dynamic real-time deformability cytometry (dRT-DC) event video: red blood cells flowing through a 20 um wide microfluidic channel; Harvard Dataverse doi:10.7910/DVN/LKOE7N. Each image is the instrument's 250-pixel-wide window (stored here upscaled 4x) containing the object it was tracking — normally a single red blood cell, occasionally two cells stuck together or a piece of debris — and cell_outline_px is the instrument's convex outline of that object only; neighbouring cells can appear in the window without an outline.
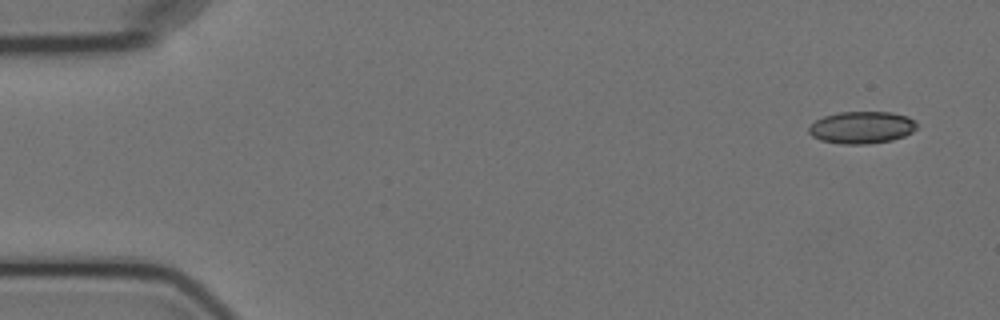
{"species": "Egyptian fruit bat (a non-hibernating species)", "species_latin": "Rousettus aegyptiacus", "temperature_condition": "cold", "stored_images_in_passage": 10, "camera_frame_rate_fps": 3000, "um_per_image_px": 0.085, "animal": {"sex": "female"}, "frame": {"image": 1, "passage_image": 1, "time_ms": 0.0, "image_size_px": [1000, 320], "cell_outline_px": [[916, 128], [912, 132], [904, 136], [892, 140], [868, 144], [844, 144], [820, 140], [812, 136], [808, 132], [808, 128], [816, 120], [824, 116], [840, 112], [892, 112], [908, 116], [916, 120]], "centroid_in_image_um": [73.26, 10.83], "position_along_channel_um": 11.7, "area_um2": 20.29}}
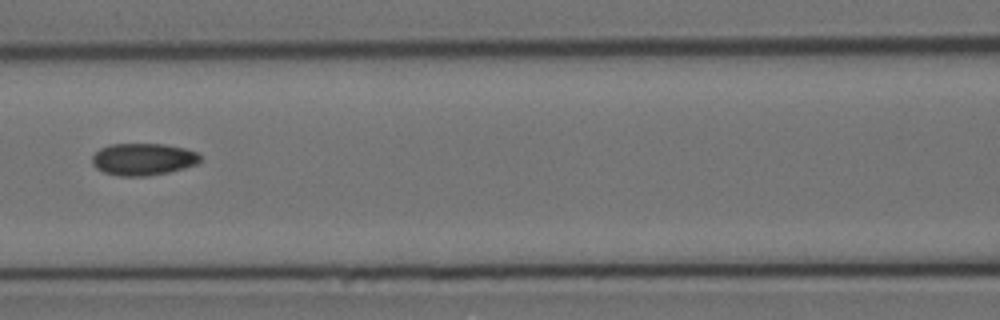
{"frame": {"image": 2, "passage_image": 7, "time_ms": 7.333, "image_size_px": [1000, 320], "cell_outline_px": [[200, 160], [196, 164], [184, 168], [168, 172], [144, 176], [120, 176], [104, 172], [96, 168], [92, 164], [92, 156], [100, 148], [108, 144], [164, 144], [184, 148], [200, 152]], "centroid_in_image_um": [12.16, 13.52], "position_along_channel_um": 154.4, "area_um2": 20.23}}
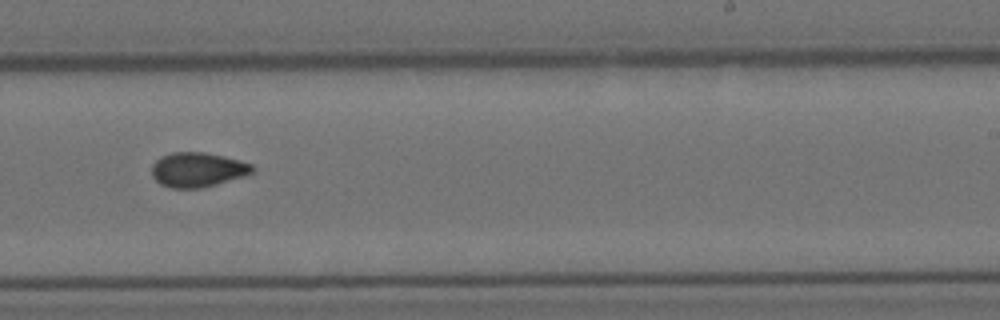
{"frame": {"image": 3, "passage_image": 10, "time_ms": 10.667, "image_size_px": [1000, 320], "cell_outline_px": [[256, 172], [244, 176], [216, 184], [200, 188], [172, 188], [160, 184], [152, 176], [152, 164], [160, 156], [172, 152], [204, 152], [224, 156], [252, 164], [256, 168]], "centroid_in_image_um": [16.81, 14.42], "position_along_channel_um": 272.2, "area_um2": 20.4}}